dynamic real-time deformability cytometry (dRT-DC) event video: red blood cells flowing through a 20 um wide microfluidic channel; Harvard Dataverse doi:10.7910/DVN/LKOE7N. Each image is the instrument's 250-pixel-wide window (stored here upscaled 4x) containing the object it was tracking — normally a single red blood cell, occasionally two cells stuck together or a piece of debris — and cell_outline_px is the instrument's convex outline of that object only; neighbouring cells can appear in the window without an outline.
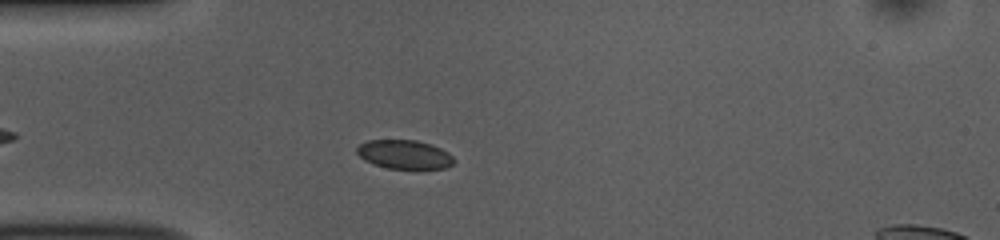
{"species": "common noctule bat (a hibernating species)", "species_latin": "Nyctalus noctula", "temperature_condition": "room temperature", "stored_images_in_passage": 38, "camera_frame_rate_fps": 3000, "um_per_image_px": 0.085, "animal": {"sex": "female", "body_mass_g": 10.0, "forearm_length_mm": 53.1}, "frame": {"image": 1, "passage_image": 8, "time_ms": 2.333, "image_size_px": [1000, 240], "cell_outline_px": [[452, 164], [444, 168], [388, 168], [372, 164], [364, 160], [356, 152], [356, 148], [360, 144], [368, 140], [416, 140], [432, 144], [448, 152], [452, 156]], "centroid_in_image_um": [34.33, 13.11], "position_along_channel_um": 50.7, "area_um2": 16.18}}
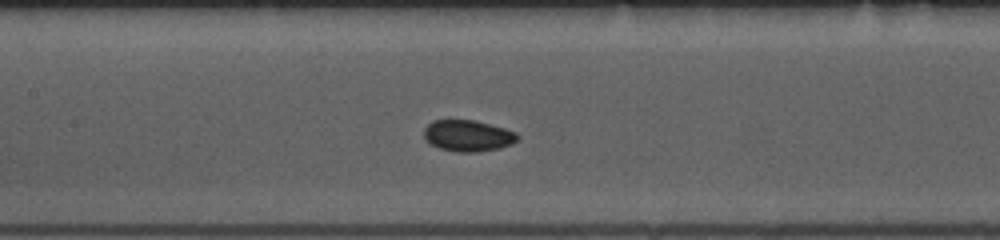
{"frame": {"image": 2, "passage_image": 18, "time_ms": 5.667, "image_size_px": [1000, 240], "cell_outline_px": [[520, 136], [512, 144], [496, 148], [476, 152], [456, 152], [440, 148], [432, 144], [424, 136], [424, 128], [432, 120], [476, 120], [504, 128], [516, 132]], "centroid_in_image_um": [39.77, 11.52], "position_along_channel_um": 167.6, "area_um2": 16.94}}
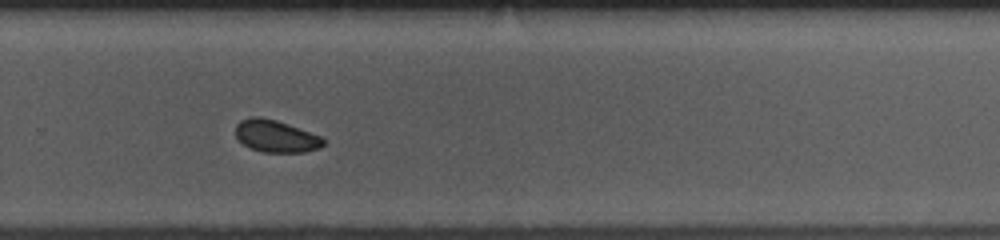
{"frame": {"image": 3, "passage_image": 29, "time_ms": 9.333, "image_size_px": [1000, 240], "cell_outline_px": [[324, 144], [320, 148], [304, 152], [264, 152], [252, 148], [244, 144], [236, 136], [236, 124], [240, 120], [252, 116], [260, 116], [276, 120], [288, 124], [320, 136], [324, 140]], "centroid_in_image_um": [23.44, 11.56], "position_along_channel_um": 306.4, "area_um2": 16.3}, "authors_computed_cell_mechanics": {"area_um2": 16.6753, "velocity_mm_per_s": 3.7896, "shape_relaxation_time_tau1_ms": null, "shape_relaxation_time_tau2_ms": 2.2675, "deformation_change_tau1": null, "deformation_change_tau2": 0.0381}}